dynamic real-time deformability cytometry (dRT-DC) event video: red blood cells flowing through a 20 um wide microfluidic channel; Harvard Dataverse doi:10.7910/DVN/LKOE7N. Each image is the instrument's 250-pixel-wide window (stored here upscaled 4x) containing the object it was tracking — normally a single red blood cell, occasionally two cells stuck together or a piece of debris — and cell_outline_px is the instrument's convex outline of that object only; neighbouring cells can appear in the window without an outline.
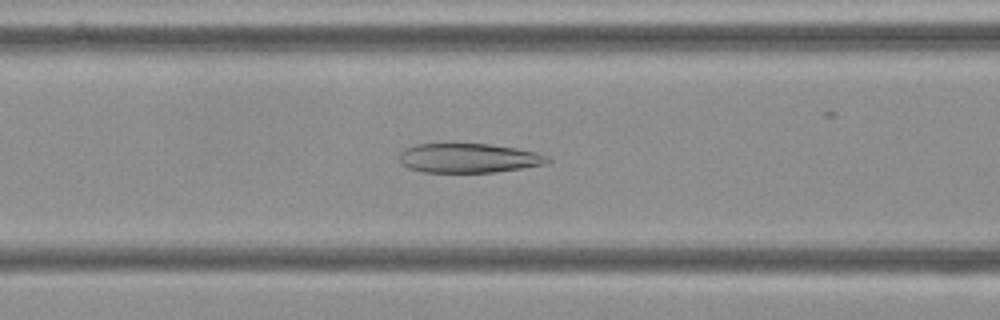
{"species": "Egyptian fruit bat (a non-hibernating species)", "species_latin": "Rousettus aegyptiacus", "temperature_condition": "cold", "stored_images_in_passage": 55, "camera_frame_rate_fps": 3000, "um_per_image_px": 0.085, "frame": {"image": 1, "passage_image": 21, "time_ms": 6.667, "image_size_px": [1000, 320], "cell_outline_px": [[552, 160], [548, 164], [496, 172], [424, 172], [408, 168], [400, 160], [400, 152], [404, 148], [416, 144], [488, 144], [516, 148], [536, 152], [548, 156]], "centroid_in_image_um": [39.87, 13.44], "position_along_channel_um": 126.7, "area_um2": 25.37}}
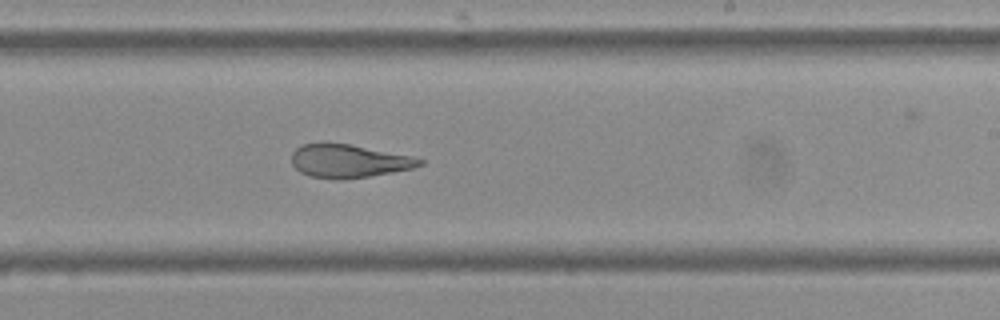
{"frame": {"image": 2, "passage_image": 32, "time_ms": 10.333, "image_size_px": [1000, 320], "cell_outline_px": [[424, 164], [412, 168], [392, 172], [368, 176], [340, 180], [336, 180], [308, 176], [300, 172], [292, 164], [292, 152], [300, 144], [352, 144], [412, 156], [424, 160]], "centroid_in_image_um": [29.64, 13.7], "position_along_channel_um": 259.4, "area_um2": 24.74}}
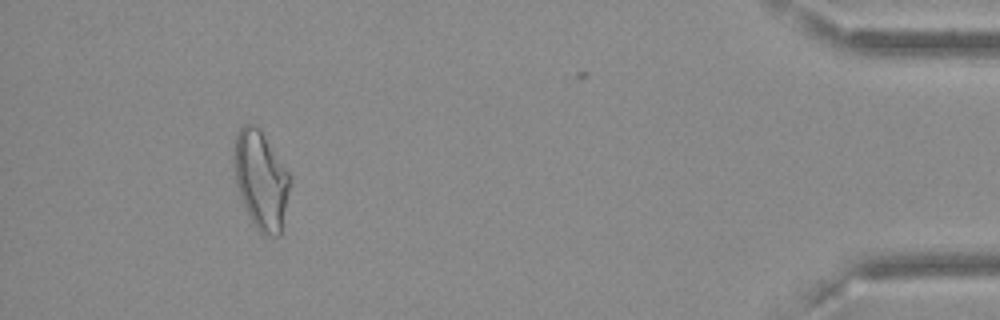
{"frame": {"image": 3, "passage_image": 50, "time_ms": 16.333, "image_size_px": [1000, 320], "cell_outline_px": [[292, 180], [280, 236], [264, 236], [256, 228], [248, 216], [240, 196], [236, 184], [232, 160], [232, 152], [236, 132], [244, 124], [252, 124], [260, 128], [288, 172]], "centroid_in_image_um": [22.16, 15.29], "position_along_channel_um": 413.0, "area_um2": 32.54}, "authors_computed_cell_mechanics": {"area_um2": 29.4202, "velocity_mm_per_s": 3.6176, "shape_relaxation_time_tau1_ms": null, "shape_relaxation_time_tau2_ms": 2.3994, "deformation_change_tau1": null, "deformation_change_tau2": 0.1064}}